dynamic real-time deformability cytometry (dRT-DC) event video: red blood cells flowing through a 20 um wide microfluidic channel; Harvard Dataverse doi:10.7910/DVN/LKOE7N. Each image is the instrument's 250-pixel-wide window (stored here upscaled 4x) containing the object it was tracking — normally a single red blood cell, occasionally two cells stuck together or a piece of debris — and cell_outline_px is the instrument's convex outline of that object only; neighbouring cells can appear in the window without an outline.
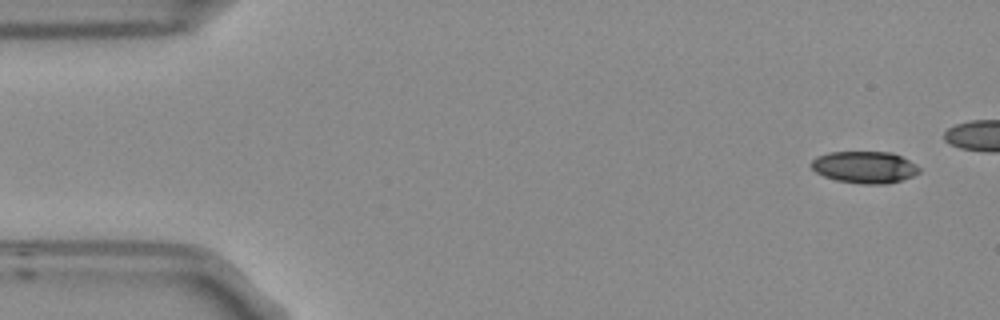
{"species": "Egyptian fruit bat (a non-hibernating species)", "species_latin": "Rousettus aegyptiacus", "temperature_condition": "room temperature", "stored_images_in_passage": 7, "camera_frame_rate_fps": 3000, "um_per_image_px": 0.085, "frame": {"image": 1, "passage_image": 1, "time_ms": 0.0, "image_size_px": [1000, 320], "cell_outline_px": [[920, 172], [912, 176], [888, 184], [864, 184], [836, 180], [824, 176], [816, 172], [808, 164], [816, 156], [828, 152], [892, 152], [916, 164], [920, 168]], "centroid_in_image_um": [73.47, 14.21], "position_along_channel_um": 11.5, "area_um2": 20.11}}